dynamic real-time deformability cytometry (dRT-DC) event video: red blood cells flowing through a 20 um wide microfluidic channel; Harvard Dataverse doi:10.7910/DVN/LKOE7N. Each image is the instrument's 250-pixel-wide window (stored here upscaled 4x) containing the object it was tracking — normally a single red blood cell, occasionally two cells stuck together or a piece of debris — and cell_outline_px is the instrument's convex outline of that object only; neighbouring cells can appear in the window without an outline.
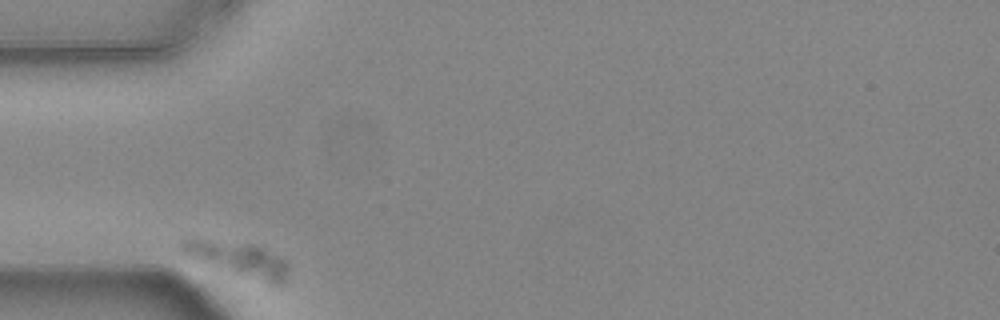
{"species": "common noctule bat (a hibernating species)", "species_latin": "Nyctalus noctula", "temperature_condition": "warm", "stored_images_in_passage": 34, "camera_frame_rate_fps": 3000, "um_per_image_px": 0.085, "animal": {"sex": "female", "body_mass_g": 24.6, "forearm_length_mm": 56.2}, "frame": {"image": 1, "passage_image": 1, "time_ms": 0.0, "image_size_px": [1000, 320], "cell_outline_px": [[288, 276], [280, 284], [272, 284], [236, 272], [188, 252], [180, 248], [180, 240], [212, 240], [256, 244], [288, 260]], "centroid_in_image_um": [20.5, 21.99], "position_along_channel_um": 64.5, "area_um2": 19.54}}
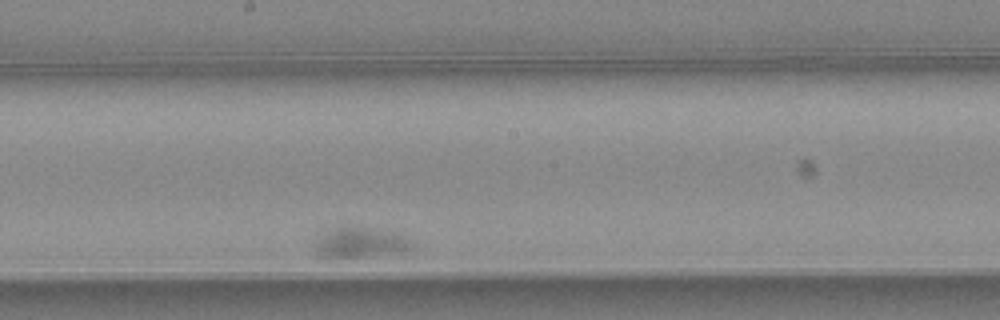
{"frame": {"image": 2, "passage_image": 18, "time_ms": 5.667, "image_size_px": [1000, 320], "cell_outline_px": [[408, 248], [400, 252], [364, 256], [320, 256], [316, 248], [316, 236], [340, 228], [372, 228], [392, 232], [408, 240]], "centroid_in_image_um": [30.55, 20.62], "position_along_channel_um": 217.6, "area_um2": 15.72}}
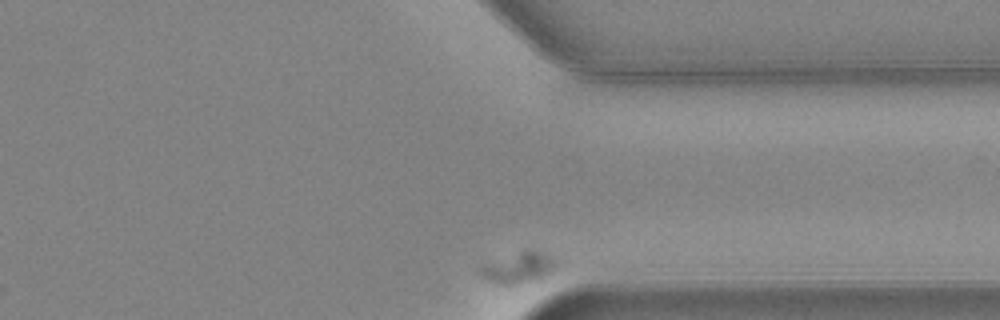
{"frame": {"image": 3, "passage_image": 34, "time_ms": 11.0, "image_size_px": [1000, 320], "cell_outline_px": [[564, 268], [552, 276], [544, 280], [516, 284], [496, 284], [480, 276], [476, 272], [476, 268], [480, 264], [524, 248], [532, 248], [548, 252], [564, 260]], "centroid_in_image_um": [44.3, 22.71], "position_along_channel_um": 367.1, "area_um2": 16.13}}